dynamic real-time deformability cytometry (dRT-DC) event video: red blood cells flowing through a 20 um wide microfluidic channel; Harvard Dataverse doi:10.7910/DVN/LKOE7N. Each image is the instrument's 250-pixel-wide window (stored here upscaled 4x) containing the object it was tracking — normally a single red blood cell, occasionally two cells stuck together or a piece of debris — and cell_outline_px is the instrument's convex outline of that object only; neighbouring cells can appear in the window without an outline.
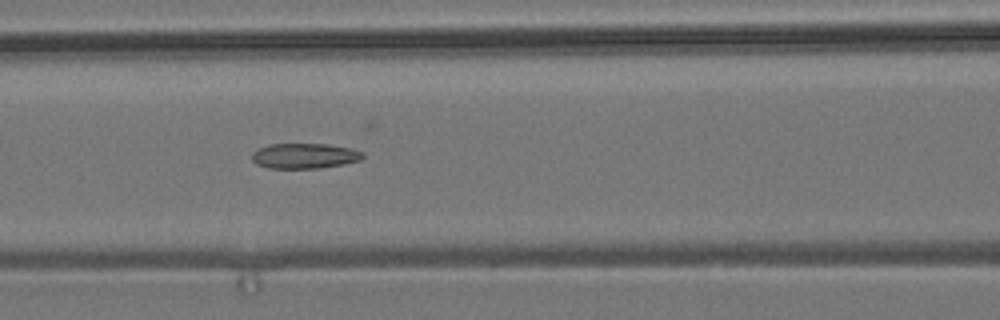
{"species": "common noctule bat (a hibernating species)", "species_latin": "Nyctalus noctula", "temperature_condition": "room temperature", "stored_images_in_passage": 7, "camera_frame_rate_fps": 3000, "um_per_image_px": 0.085, "animal": {"sex": "male", "body_mass_g": 19.2, "forearm_length_mm": 51.8}, "frame": {"image": 1, "passage_image": 7, "time_ms": 2.0, "image_size_px": [1000, 320], "cell_outline_px": [[364, 156], [360, 160], [320, 168], [268, 168], [256, 164], [252, 160], [252, 152], [268, 144], [328, 144], [352, 148], [364, 152]], "centroid_in_image_um": [25.88, 13.24], "position_along_channel_um": 140.7, "area_um2": 16.3}}